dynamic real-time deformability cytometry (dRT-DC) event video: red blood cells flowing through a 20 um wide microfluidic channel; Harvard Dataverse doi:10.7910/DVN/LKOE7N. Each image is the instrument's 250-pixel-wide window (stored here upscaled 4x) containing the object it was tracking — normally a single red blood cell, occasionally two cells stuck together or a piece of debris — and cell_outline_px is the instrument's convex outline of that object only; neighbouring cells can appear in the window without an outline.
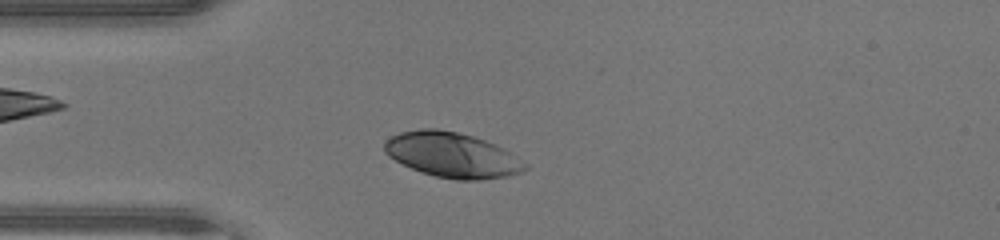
{"species": "human", "species_latin": "Homo sapiens", "temperature_condition": "warm", "stored_images_in_passage": 32, "camera_frame_rate_fps": 3000, "um_per_image_px": 0.085, "donor": {"sex": "male"}, "frame": {"image": 1, "passage_image": 6, "time_ms": 1.667, "image_size_px": [1000, 240], "cell_outline_px": [[528, 168], [520, 172], [508, 176], [480, 180], [456, 180], [436, 176], [420, 172], [388, 156], [384, 152], [384, 144], [392, 136], [400, 132], [420, 128], [436, 128], [456, 132], [472, 136], [496, 144], [504, 148], [528, 164]], "centroid_in_image_um": [38.45, 13.17], "position_along_channel_um": 46.5, "area_um2": 36.88}}
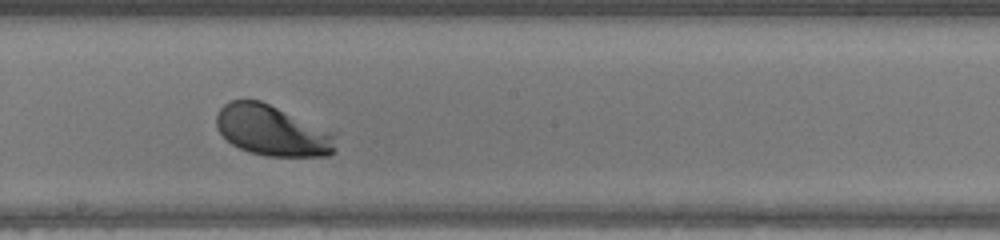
{"frame": {"image": 2, "passage_image": 19, "time_ms": 6.0, "image_size_px": [1000, 240], "cell_outline_px": [[336, 148], [328, 156], [268, 156], [248, 152], [232, 144], [216, 128], [216, 112], [224, 104], [232, 100], [260, 100], [336, 132]], "centroid_in_image_um": [23.17, 11.1], "position_along_channel_um": 225.0, "area_um2": 35.43}}
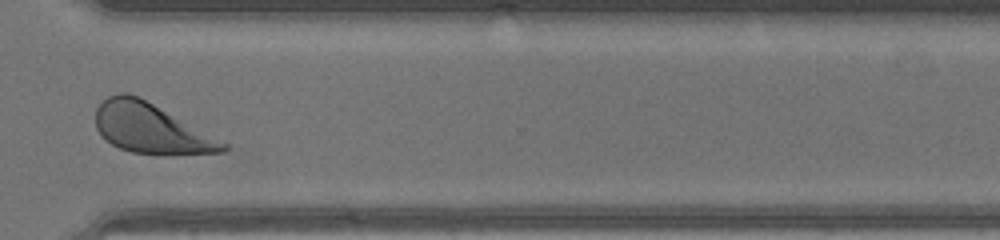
{"frame": {"image": 3, "passage_image": 28, "time_ms": 9.0, "image_size_px": [1000, 240], "cell_outline_px": [[228, 148], [224, 152], [132, 152], [120, 148], [112, 144], [96, 128], [96, 108], [108, 96], [120, 92], [128, 92], [152, 104], [228, 144]], "centroid_in_image_um": [12.75, 10.87], "position_along_channel_um": 357.9, "area_um2": 35.14}, "authors_computed_cell_mechanics": {"area_um2": 36.5874, "velocity_mm_per_s": 4.4267, "shape_relaxation_time_tau1_ms": 0.9518, "shape_relaxation_time_tau2_ms": 8.7728, "deformation_change_tau1": 0.1203, "deformation_change_tau2": 0.2459}}